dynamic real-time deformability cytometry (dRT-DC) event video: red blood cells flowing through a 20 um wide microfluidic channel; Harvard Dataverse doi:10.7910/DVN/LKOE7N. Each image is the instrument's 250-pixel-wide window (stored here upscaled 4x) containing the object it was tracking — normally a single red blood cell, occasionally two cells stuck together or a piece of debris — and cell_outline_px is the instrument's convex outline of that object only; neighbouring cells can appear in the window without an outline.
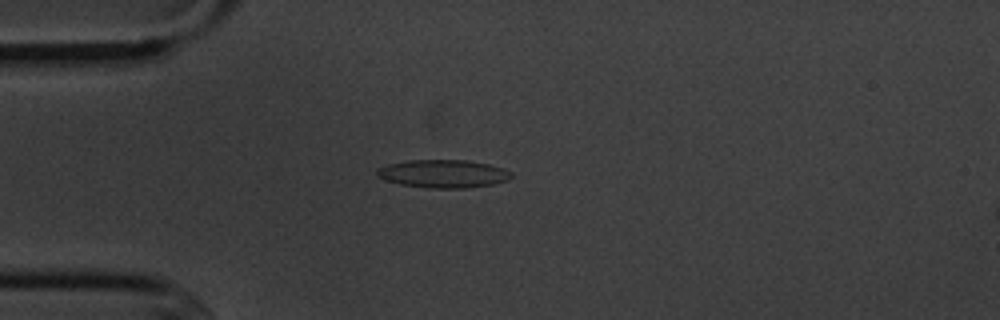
{"species": "common noctule bat (a hibernating species)", "species_latin": "Nyctalus noctula", "temperature_condition": "cold", "stored_images_in_passage": 6, "camera_frame_rate_fps": 3000, "um_per_image_px": 0.085, "animal": {"sex": "male", "body_mass_g": 20.1, "forearm_length_mm": 53.5}, "frame": {"image": 1, "passage_image": 3, "time_ms": 3.333, "image_size_px": [1000, 320], "cell_outline_px": [[512, 176], [508, 180], [492, 184], [464, 188], [424, 188], [400, 184], [384, 180], [376, 176], [376, 168], [388, 164], [408, 160], [464, 160], [488, 164], [504, 168], [512, 172]], "centroid_in_image_um": [37.63, 14.77], "position_along_channel_um": 47.4, "area_um2": 22.08}}
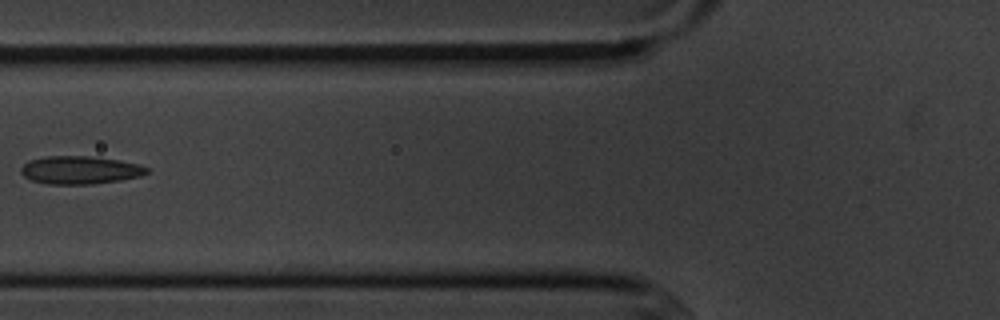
{"frame": {"image": 2, "passage_image": 5, "time_ms": 5.667, "image_size_px": [1000, 320], "cell_outline_px": [[148, 172], [140, 176], [120, 180], [92, 184], [48, 184], [32, 180], [24, 176], [20, 172], [20, 168], [28, 160], [44, 156], [88, 156], [120, 160], [140, 164], [148, 168]], "centroid_in_image_um": [6.79, 14.45], "position_along_channel_um": 119.0, "area_um2": 20.58}}
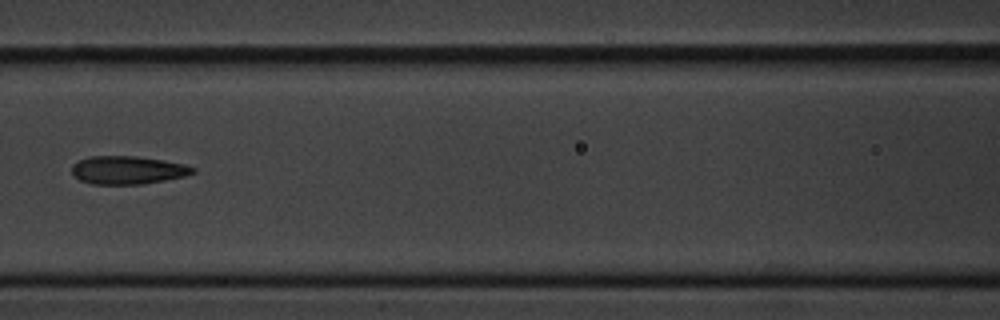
{"frame": {"image": 3, "passage_image": 6, "time_ms": 6.667, "image_size_px": [1000, 320], "cell_outline_px": [[196, 172], [184, 176], [164, 180], [140, 184], [92, 184], [80, 180], [72, 176], [72, 164], [88, 156], [136, 156], [164, 160], [184, 164], [196, 168]], "centroid_in_image_um": [10.83, 14.45], "position_along_channel_um": 155.8, "area_um2": 19.88}}